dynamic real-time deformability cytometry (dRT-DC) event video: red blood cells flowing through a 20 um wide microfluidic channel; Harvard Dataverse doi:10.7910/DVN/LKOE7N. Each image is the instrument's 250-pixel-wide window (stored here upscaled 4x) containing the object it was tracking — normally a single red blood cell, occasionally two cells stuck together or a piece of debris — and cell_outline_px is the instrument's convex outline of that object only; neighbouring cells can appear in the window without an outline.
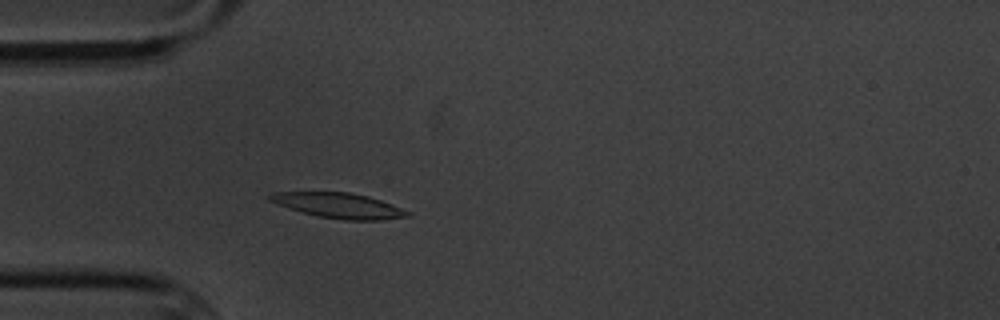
{"species": "common noctule bat (a hibernating species)", "species_latin": "Nyctalus noctula", "temperature_condition": "cold", "stored_images_in_passage": 1, "camera_frame_rate_fps": 3000, "um_per_image_px": 0.085, "animal": {"sex": "male", "body_mass_g": 20.1, "forearm_length_mm": 53.5}, "frame": {"image": 1, "passage_image": 1, "time_ms": 0.0, "image_size_px": [1000, 320], "cell_outline_px": [[412, 216], [380, 220], [344, 220], [316, 216], [288, 208], [268, 200], [268, 196], [272, 192], [348, 192], [368, 196], [392, 204], [412, 212]], "centroid_in_image_um": [28.83, 17.47], "position_along_channel_um": 56.2, "area_um2": 20.29}}